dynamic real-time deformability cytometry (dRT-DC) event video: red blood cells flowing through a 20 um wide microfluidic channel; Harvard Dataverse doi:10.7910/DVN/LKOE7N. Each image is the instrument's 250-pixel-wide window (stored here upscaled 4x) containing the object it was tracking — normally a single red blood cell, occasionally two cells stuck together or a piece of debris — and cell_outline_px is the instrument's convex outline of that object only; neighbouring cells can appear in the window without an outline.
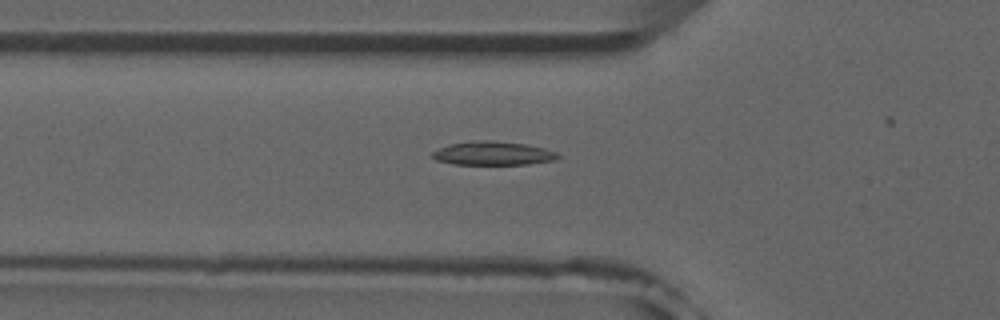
{"species": "common noctule bat (a hibernating species)", "species_latin": "Nyctalus noctula", "temperature_condition": "room temperature", "stored_images_in_passage": 22, "camera_frame_rate_fps": 3000, "um_per_image_px": 0.085, "animal": {"sex": "male", "forearm_length_mm": 52.5}, "frame": {"image": 1, "passage_image": 18, "time_ms": 5.667, "image_size_px": [1000, 320], "cell_outline_px": [[560, 156], [556, 160], [528, 164], [452, 164], [436, 160], [432, 156], [432, 152], [448, 144], [468, 140], [492, 140], [524, 144], [544, 148], [556, 152]], "centroid_in_image_um": [41.88, 13.02], "position_along_channel_um": 83.9, "area_um2": 17.4}}
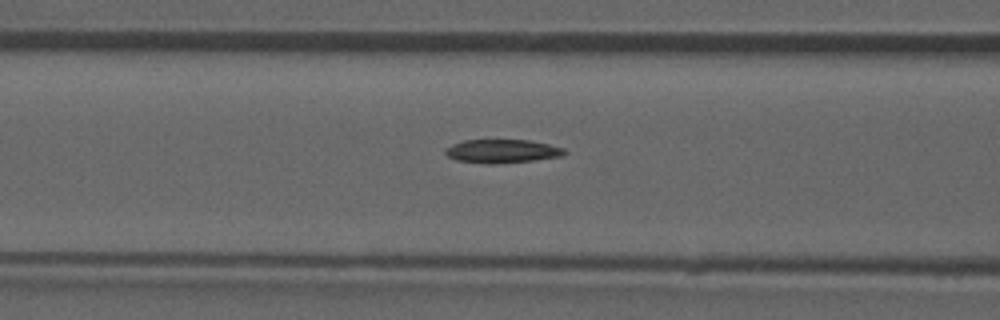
{"frame": {"image": 2, "passage_image": 21, "time_ms": 6.667, "image_size_px": [1000, 320], "cell_outline_px": [[568, 152], [564, 156], [532, 160], [492, 164], [488, 164], [456, 160], [448, 156], [444, 152], [452, 144], [464, 140], [528, 140], [548, 144], [564, 148]], "centroid_in_image_um": [42.71, 12.85], "position_along_channel_um": 123.9, "area_um2": 16.24}}